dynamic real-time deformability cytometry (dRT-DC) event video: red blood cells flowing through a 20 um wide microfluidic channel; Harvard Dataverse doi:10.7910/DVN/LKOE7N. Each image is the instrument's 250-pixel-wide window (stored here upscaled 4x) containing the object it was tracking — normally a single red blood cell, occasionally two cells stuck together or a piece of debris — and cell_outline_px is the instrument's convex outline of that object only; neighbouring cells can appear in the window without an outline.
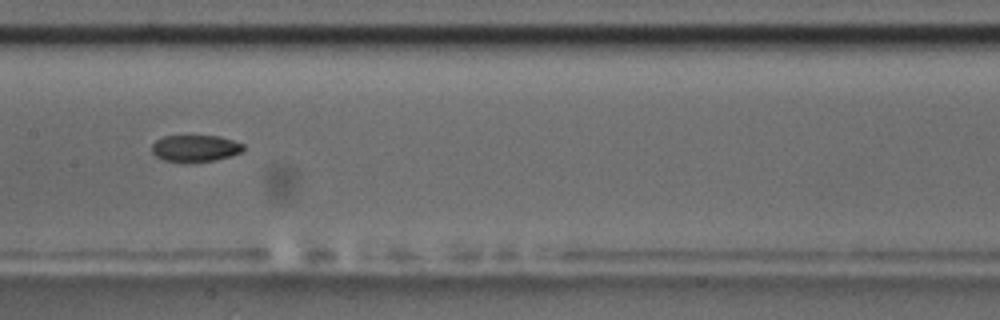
{"species": "common noctule bat (a hibernating species)", "species_latin": "Nyctalus noctula", "temperature_condition": "room temperature", "stored_images_in_passage": 39, "camera_frame_rate_fps": 3000, "um_per_image_px": 0.085, "animal": {"sex": "male", "body_mass_g": 17.5, "forearm_length_mm": 52.3}, "frame": {"image": 1, "passage_image": 12, "time_ms": 3.667, "image_size_px": [1000, 320], "cell_outline_px": [[244, 148], [240, 152], [228, 156], [212, 160], [164, 160], [156, 156], [152, 152], [152, 144], [156, 140], [164, 136], [220, 136], [244, 144]], "centroid_in_image_um": [16.58, 12.56], "position_along_channel_um": 190.8, "area_um2": 13.64}, "authors_computed_cell_mechanics": {"area_um2": 15.2014, "velocity_mm_per_s": 3.7166, "shape_relaxation_time_tau1_ms": 4.4746, "shape_relaxation_time_tau2_ms": 9.956, "deformation_change_tau1": 0.1299, "deformation_change_tau2": 0.1391}}